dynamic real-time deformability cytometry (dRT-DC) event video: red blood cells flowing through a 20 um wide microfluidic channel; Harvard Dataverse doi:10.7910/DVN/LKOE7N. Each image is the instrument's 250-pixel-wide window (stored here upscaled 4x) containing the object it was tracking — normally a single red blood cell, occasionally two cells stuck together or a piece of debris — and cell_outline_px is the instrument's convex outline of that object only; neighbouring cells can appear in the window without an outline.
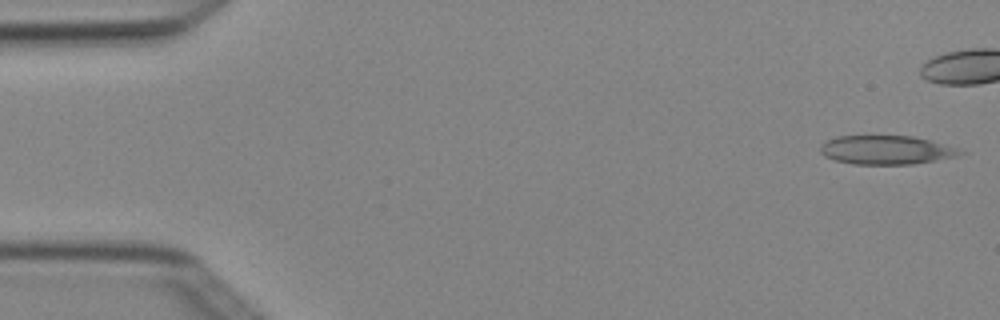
{"species": "Egyptian fruit bat (a non-hibernating species)", "species_latin": "Rousettus aegyptiacus", "temperature_condition": "cold", "stored_images_in_passage": 7, "camera_frame_rate_fps": 3000, "um_per_image_px": 0.085, "animal": {"sex": "female"}, "frame": {"image": 1, "passage_image": 1, "time_ms": 0.0, "image_size_px": [1000, 320], "cell_outline_px": [[968, 152], [956, 156], [912, 164], [852, 164], [836, 160], [824, 156], [820, 152], [820, 144], [836, 136], [912, 136], [928, 140], [956, 148]], "centroid_in_image_um": [75.29, 12.75], "position_along_channel_um": 9.7, "area_um2": 23.24}}
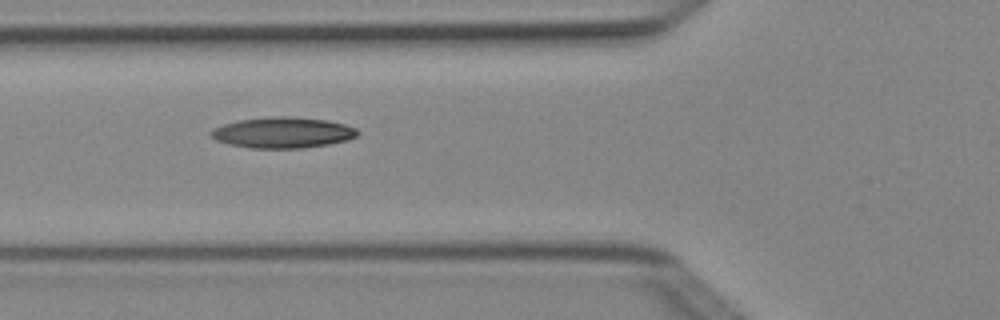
{"frame": {"image": 2, "passage_image": 6, "time_ms": 1.667, "image_size_px": [1000, 320], "cell_outline_px": [[360, 132], [356, 136], [348, 140], [328, 144], [300, 148], [252, 148], [228, 144], [216, 140], [208, 132], [212, 128], [224, 124], [240, 120], [268, 116], [288, 116], [328, 120], [344, 124], [356, 128]], "centroid_in_image_um": [24.03, 11.26], "position_along_channel_um": 101.8, "area_um2": 26.41}}
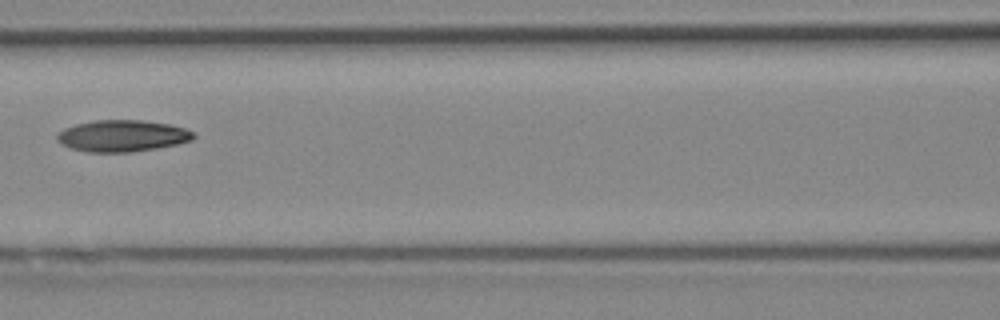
{"frame": {"image": 3, "passage_image": 7, "time_ms": 2.0, "image_size_px": [1000, 320], "cell_outline_px": [[196, 136], [192, 140], [176, 144], [156, 148], [132, 152], [88, 152], [72, 148], [60, 144], [56, 140], [56, 132], [64, 128], [76, 124], [96, 120], [140, 120], [168, 124], [184, 128], [196, 132]], "centroid_in_image_um": [10.37, 11.55], "position_along_channel_um": 156.2, "area_um2": 25.2}}